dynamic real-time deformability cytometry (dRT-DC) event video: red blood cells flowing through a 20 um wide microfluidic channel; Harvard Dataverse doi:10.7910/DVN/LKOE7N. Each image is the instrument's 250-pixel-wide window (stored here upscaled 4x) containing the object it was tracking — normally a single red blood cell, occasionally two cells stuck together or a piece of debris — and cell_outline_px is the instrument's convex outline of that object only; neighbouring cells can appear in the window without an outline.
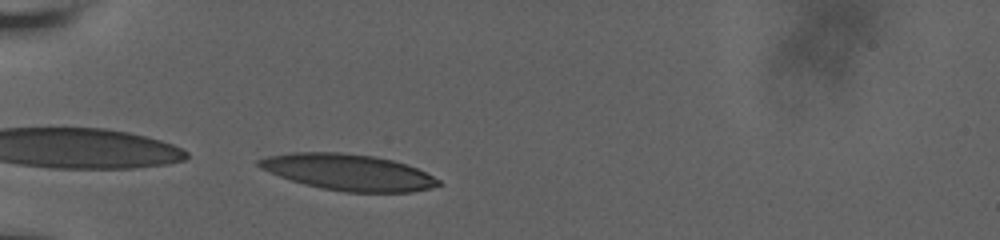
{"species": "human", "species_latin": "Homo sapiens", "temperature_condition": "room temperature", "stored_images_in_passage": 29, "camera_frame_rate_fps": 3000, "um_per_image_px": 0.085, "donor": {"sex": "male"}, "frame": {"image": 1, "passage_image": 1, "time_ms": 0.0, "image_size_px": [1000, 240], "cell_outline_px": [[444, 184], [412, 192], [344, 192], [324, 188], [292, 180], [280, 176], [260, 168], [256, 164], [256, 160], [268, 156], [292, 152], [340, 152], [372, 156], [392, 160], [408, 164], [440, 180]], "centroid_in_image_um": [29.61, 14.63], "position_along_channel_um": 55.4, "area_um2": 37.57}}
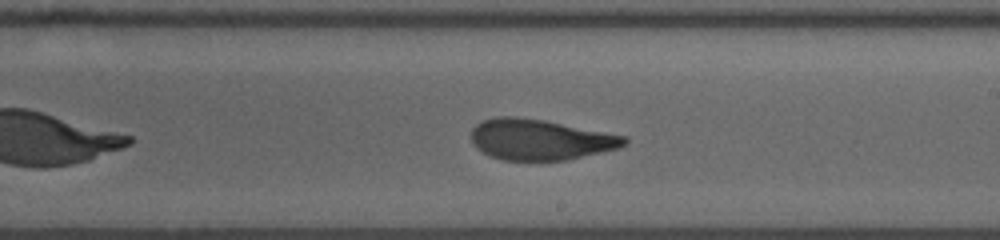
{"frame": {"image": 2, "passage_image": 17, "time_ms": 5.667, "image_size_px": [1000, 240], "cell_outline_px": [[628, 140], [620, 148], [568, 160], [504, 160], [492, 156], [476, 148], [472, 144], [472, 128], [480, 120], [496, 116], [516, 116], [544, 120], [628, 136]], "centroid_in_image_um": [45.91, 11.85], "position_along_channel_um": 243.1, "area_um2": 36.53}}
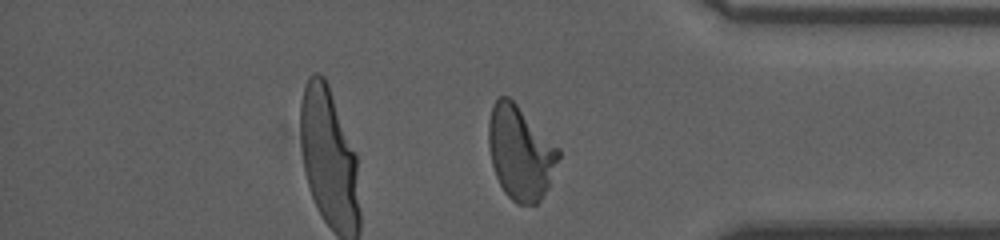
{"frame": {"image": 3, "passage_image": 29, "time_ms": 10.0, "image_size_px": [1000, 240], "cell_outline_px": [[560, 156], [548, 188], [540, 200], [536, 204], [516, 204], [504, 192], [496, 176], [492, 164], [488, 144], [488, 120], [492, 104], [500, 96], [508, 96], [560, 148]], "centroid_in_image_um": [44.22, 12.98], "position_along_channel_um": 391.0, "area_um2": 38.21}, "authors_computed_cell_mechanics": {"area_um2": 36.992, "velocity_mm_per_s": 3.6497, "shape_relaxation_time_tau1_ms": 8.938, "shape_relaxation_time_tau2_ms": 1.5373, "deformation_change_tau1": 0.2862, "deformation_change_tau2": 0.093}}